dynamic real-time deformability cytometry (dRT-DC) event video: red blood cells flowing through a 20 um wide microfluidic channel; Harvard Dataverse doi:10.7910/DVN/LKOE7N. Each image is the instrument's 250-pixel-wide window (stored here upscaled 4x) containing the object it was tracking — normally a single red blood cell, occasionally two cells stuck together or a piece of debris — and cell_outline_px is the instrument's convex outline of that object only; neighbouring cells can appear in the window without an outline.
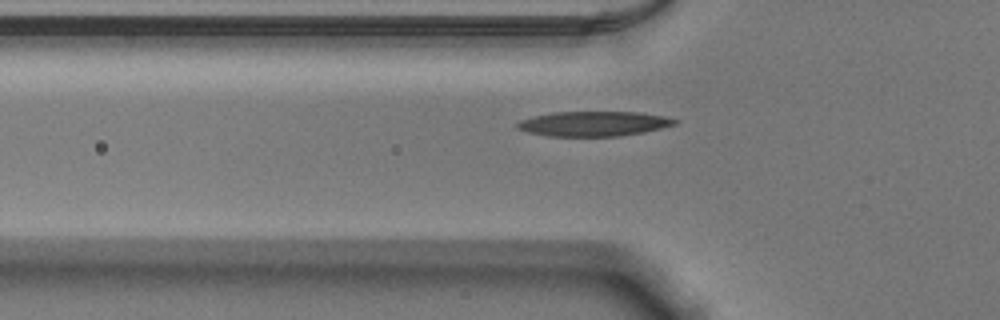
{"species": "Egyptian fruit bat (a non-hibernating species)", "species_latin": "Rousettus aegyptiacus", "temperature_condition": "warm", "stored_images_in_passage": 41, "camera_frame_rate_fps": 3000, "um_per_image_px": 0.085, "animal": {"sex": "male"}, "frame": {"image": 1, "passage_image": 10, "time_ms": 3.0, "image_size_px": [1000, 320], "cell_outline_px": [[680, 120], [676, 124], [644, 132], [620, 136], [548, 136], [528, 132], [516, 128], [516, 124], [520, 120], [552, 112], [636, 112], [664, 116]], "centroid_in_image_um": [50.47, 10.52], "position_along_channel_um": 75.3, "area_um2": 22.72}}
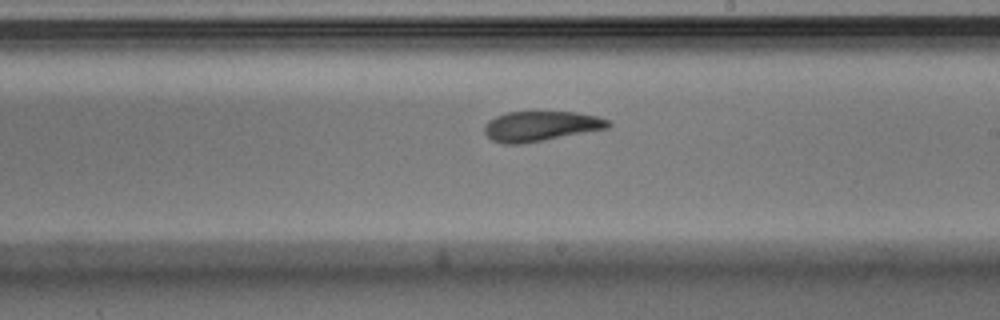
{"frame": {"image": 2, "passage_image": 23, "time_ms": 7.333, "image_size_px": [1000, 320], "cell_outline_px": [[612, 124], [608, 128], [520, 144], [504, 144], [492, 140], [484, 132], [484, 128], [488, 120], [496, 116], [508, 112], [576, 112], [596, 116], [608, 120]], "centroid_in_image_um": [45.94, 10.72], "position_along_channel_um": 243.1, "area_um2": 21.39}}
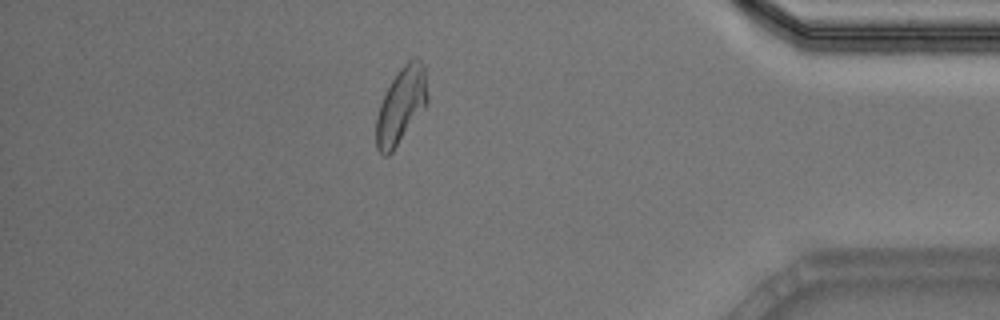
{"frame": {"image": 3, "passage_image": 38, "time_ms": 12.333, "image_size_px": [1000, 320], "cell_outline_px": [[428, 100], [392, 152], [388, 156], [384, 156], [376, 148], [376, 116], [380, 104], [396, 72], [412, 56], [416, 56], [424, 64], [428, 96]], "centroid_in_image_um": [34.08, 8.92], "position_along_channel_um": 401.1, "area_um2": 22.37}, "authors_computed_cell_mechanics": {"area_um2": 21.9062, "velocity_mm_per_s": 3.8544, "shape_relaxation_time_tau1_ms": 4.2509, "shape_relaxation_time_tau2_ms": 2.1637, "deformation_change_tau1": 0.1792, "deformation_change_tau2": 0.0966}}